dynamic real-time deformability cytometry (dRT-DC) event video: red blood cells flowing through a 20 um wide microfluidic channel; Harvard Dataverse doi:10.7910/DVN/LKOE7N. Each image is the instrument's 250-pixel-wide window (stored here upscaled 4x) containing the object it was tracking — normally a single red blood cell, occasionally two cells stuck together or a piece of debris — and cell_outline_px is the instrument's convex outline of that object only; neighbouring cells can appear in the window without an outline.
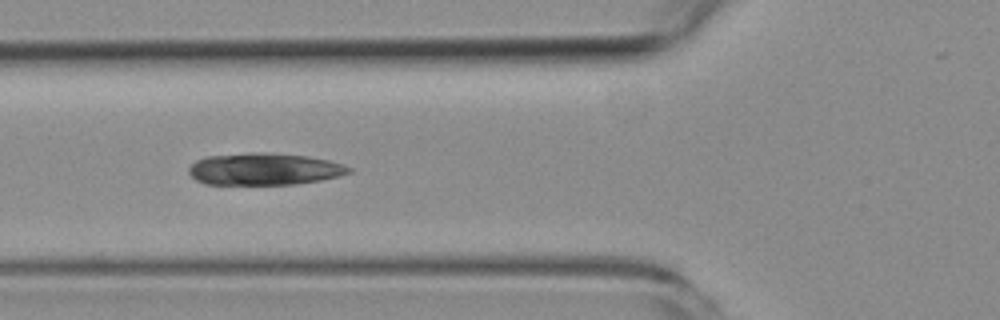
{"species": "common noctule bat (a hibernating species)", "species_latin": "Nyctalus noctula", "temperature_condition": "room temperature", "stored_images_in_passage": 8, "camera_frame_rate_fps": 3000, "um_per_image_px": 0.085, "animal": {"sex": "female", "body_mass_g": 19.3, "forearm_length_mm": 54.1}, "frame": {"image": 1, "passage_image": 4, "time_ms": 3.333, "image_size_px": [1000, 320], "cell_outline_px": [[352, 172], [320, 180], [296, 184], [204, 184], [196, 180], [188, 172], [188, 168], [196, 160], [208, 156], [252, 152], [268, 152], [304, 156], [328, 160], [352, 168]], "centroid_in_image_um": [22.42, 14.37], "position_along_channel_um": 103.4, "area_um2": 29.65}}
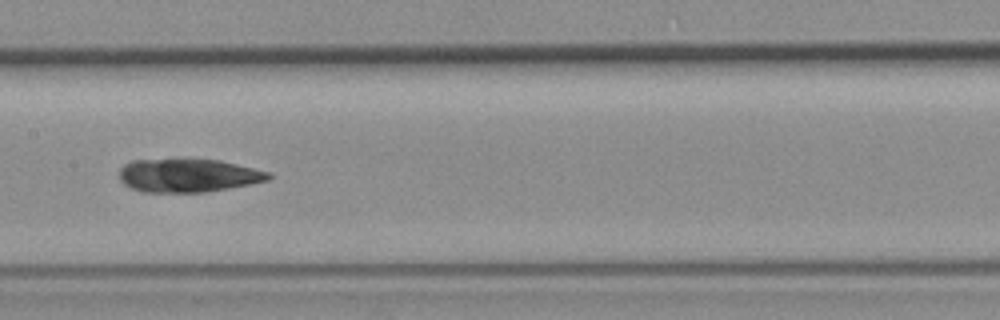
{"frame": {"image": 2, "passage_image": 6, "time_ms": 5.667, "image_size_px": [1000, 320], "cell_outline_px": [[272, 176], [268, 180], [228, 188], [204, 192], [144, 192], [132, 188], [124, 184], [120, 180], [120, 168], [124, 164], [132, 160], [220, 160], [272, 172]], "centroid_in_image_um": [16.0, 14.92], "position_along_channel_um": 191.4, "area_um2": 28.73}}
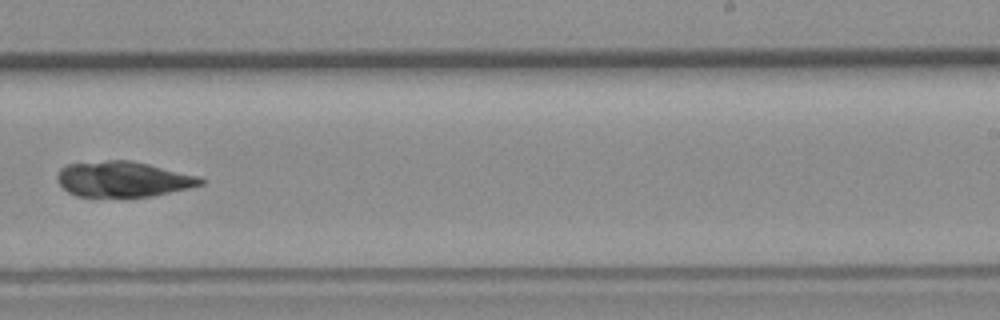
{"frame": {"image": 3, "passage_image": 8, "time_ms": 8.0, "image_size_px": [1000, 320], "cell_outline_px": [[204, 184], [188, 188], [152, 196], [76, 196], [68, 192], [56, 180], [56, 176], [60, 168], [68, 164], [108, 160], [132, 160], [200, 176], [204, 180]], "centroid_in_image_um": [10.46, 15.22], "position_along_channel_um": 278.5, "area_um2": 29.59}}